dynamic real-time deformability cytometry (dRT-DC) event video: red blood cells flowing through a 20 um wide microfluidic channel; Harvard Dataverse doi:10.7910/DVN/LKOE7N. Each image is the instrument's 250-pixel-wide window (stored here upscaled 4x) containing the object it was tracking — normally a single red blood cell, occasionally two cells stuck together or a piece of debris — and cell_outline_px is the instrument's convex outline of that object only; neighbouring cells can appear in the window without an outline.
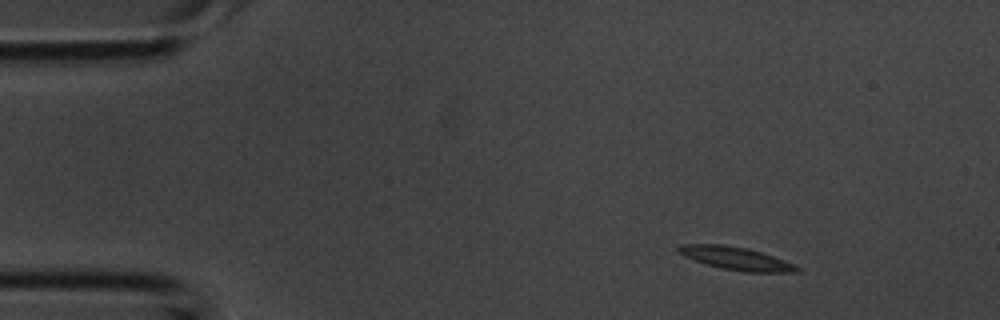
{"species": "common noctule bat (a hibernating species)", "species_latin": "Nyctalus noctula", "temperature_condition": "room temperature", "stored_images_in_passage": 4, "camera_frame_rate_fps": 3000, "um_per_image_px": 0.085, "animal": {"sex": "male", "body_mass_g": 20.1, "forearm_length_mm": 53.5}, "frame": {"image": 1, "passage_image": 1, "time_ms": 0.0, "image_size_px": [1000, 320], "cell_outline_px": [[800, 272], [744, 272], [720, 268], [684, 256], [676, 248], [680, 244], [724, 244], [748, 248], [796, 264], [800, 268]], "centroid_in_image_um": [62.59, 21.96], "position_along_channel_um": 22.4, "area_um2": 15.78}}
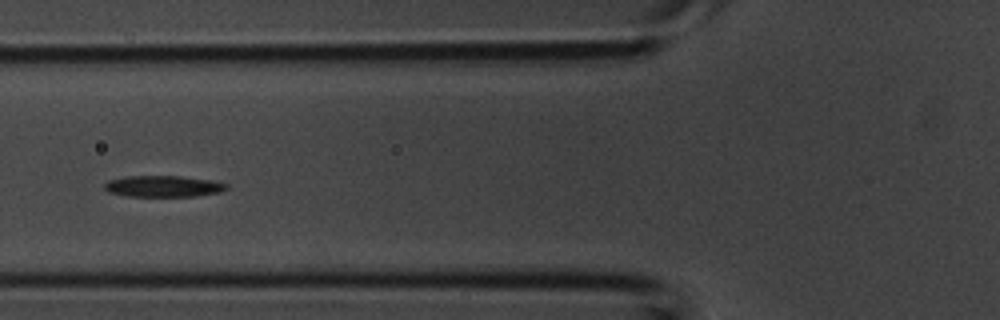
{"frame": {"image": 2, "passage_image": 4, "time_ms": 1.0, "image_size_px": [1000, 320], "cell_outline_px": [[228, 188], [220, 192], [196, 196], [128, 196], [108, 192], [104, 188], [104, 184], [108, 180], [124, 176], [180, 176], [212, 180], [228, 184]], "centroid_in_image_um": [13.87, 15.83], "position_along_channel_um": 111.9, "area_um2": 15.2}}